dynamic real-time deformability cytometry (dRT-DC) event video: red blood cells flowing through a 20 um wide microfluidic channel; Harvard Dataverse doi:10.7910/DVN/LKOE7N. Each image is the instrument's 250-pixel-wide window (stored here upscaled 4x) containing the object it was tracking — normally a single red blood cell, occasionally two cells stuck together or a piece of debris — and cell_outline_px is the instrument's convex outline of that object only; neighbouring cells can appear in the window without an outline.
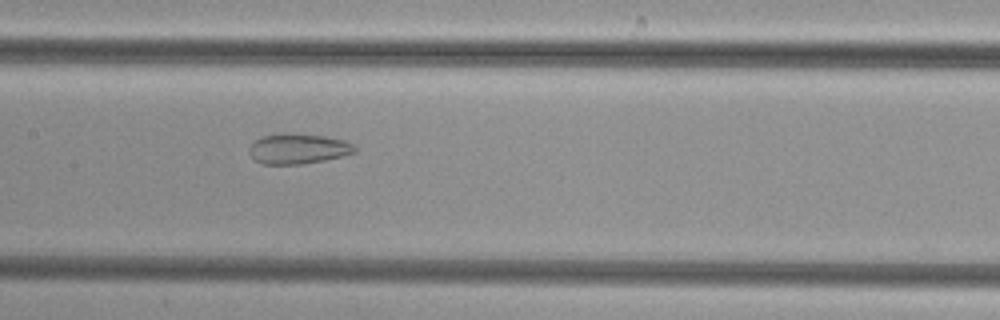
{"species": "common noctule bat (a hibernating species)", "species_latin": "Nyctalus noctula", "temperature_condition": "cold", "stored_images_in_passage": 36, "camera_frame_rate_fps": 3000, "um_per_image_px": 0.085, "animal": {"sex": "female", "body_mass_g": 29.2, "forearm_length_mm": 56.3}, "frame": {"image": 1, "passage_image": 10, "time_ms": 3.0, "image_size_px": [1000, 320], "cell_outline_px": [[356, 152], [344, 156], [304, 164], [264, 164], [256, 160], [248, 152], [248, 148], [256, 140], [264, 136], [284, 132], [324, 136], [344, 140], [352, 144], [356, 148]], "centroid_in_image_um": [25.35, 12.64], "position_along_channel_um": 182.0, "area_um2": 18.61}}
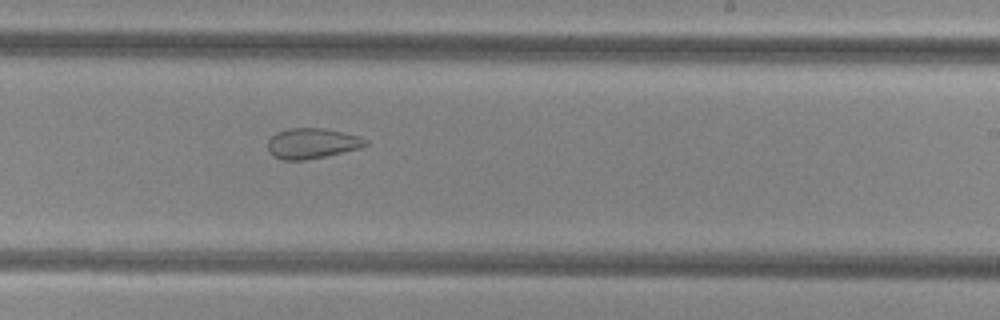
{"frame": {"image": 2, "passage_image": 16, "time_ms": 5.0, "image_size_px": [1000, 320], "cell_outline_px": [[368, 144], [360, 148], [324, 156], [304, 160], [280, 160], [272, 156], [268, 152], [268, 140], [276, 132], [288, 128], [324, 128], [360, 136], [368, 140]], "centroid_in_image_um": [26.49, 12.18], "position_along_channel_um": 262.5, "area_um2": 17.4}}
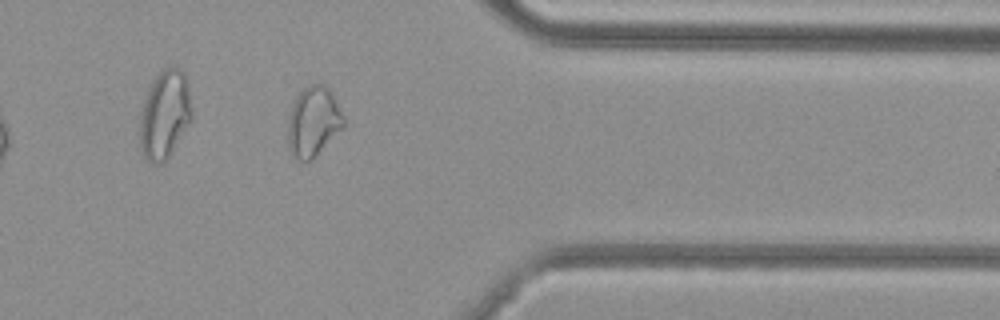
{"frame": {"image": 3, "passage_image": 26, "time_ms": 8.333, "image_size_px": [1000, 320], "cell_outline_px": [[344, 128], [312, 160], [300, 160], [292, 156], [288, 148], [288, 120], [292, 104], [296, 96], [308, 84], [324, 84], [328, 88], [336, 100], [344, 116]], "centroid_in_image_um": [26.64, 10.35], "position_along_channel_um": 384.8, "area_um2": 22.89}}